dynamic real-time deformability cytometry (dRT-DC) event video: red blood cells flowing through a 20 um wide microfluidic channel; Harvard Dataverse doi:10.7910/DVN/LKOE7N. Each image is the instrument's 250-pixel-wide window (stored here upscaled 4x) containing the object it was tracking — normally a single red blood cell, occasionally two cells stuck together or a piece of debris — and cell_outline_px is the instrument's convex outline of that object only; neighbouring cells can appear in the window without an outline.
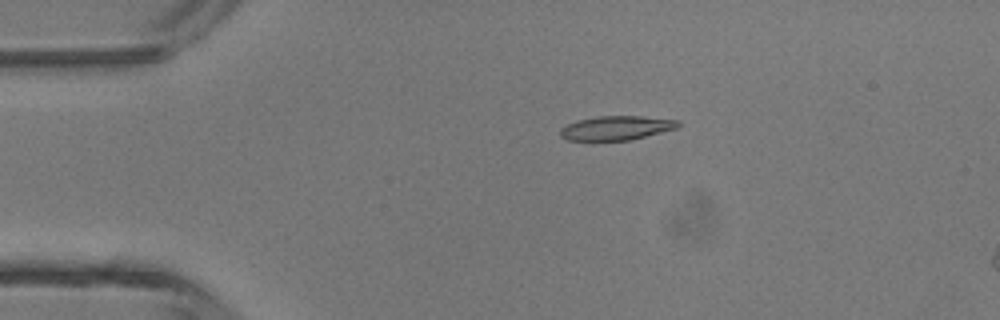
{"species": "common noctule bat (a hibernating species)", "species_latin": "Nyctalus noctula", "temperature_condition": "room temperature", "stored_images_in_passage": 4, "camera_frame_rate_fps": 3000, "um_per_image_px": 0.085, "animal": {"sex": "male", "body_mass_g": 13.3}, "frame": {"image": 1, "passage_image": 3, "time_ms": 0.667, "image_size_px": [1000, 320], "cell_outline_px": [[680, 124], [676, 128], [628, 140], [568, 140], [560, 136], [560, 128], [576, 120], [600, 116], [640, 116], [680, 120]], "centroid_in_image_um": [52.36, 10.86], "position_along_channel_um": 32.6, "area_um2": 16.36}}